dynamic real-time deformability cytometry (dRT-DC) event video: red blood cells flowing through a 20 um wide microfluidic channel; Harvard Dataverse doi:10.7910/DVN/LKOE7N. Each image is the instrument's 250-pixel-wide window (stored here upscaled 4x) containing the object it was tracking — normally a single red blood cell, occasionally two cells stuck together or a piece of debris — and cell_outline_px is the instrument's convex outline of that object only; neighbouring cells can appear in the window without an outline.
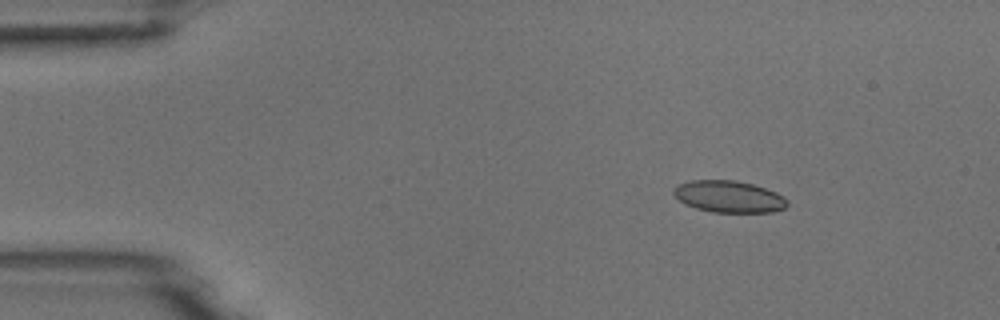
{"species": "common noctule bat (a hibernating species)", "species_latin": "Nyctalus noctula", "temperature_condition": "room temperature", "stored_images_in_passage": 5, "camera_frame_rate_fps": 3000, "um_per_image_px": 0.085, "animal": {"sex": "male", "body_mass_g": 18.8}, "frame": {"image": 1, "passage_image": 2, "time_ms": 1.0, "image_size_px": [1000, 320], "cell_outline_px": [[788, 204], [784, 208], [772, 212], [712, 212], [696, 208], [684, 204], [672, 192], [672, 188], [688, 180], [736, 180], [752, 184], [776, 192], [784, 196], [788, 200]], "centroid_in_image_um": [61.95, 16.71], "position_along_channel_um": 23.1, "area_um2": 21.1}}
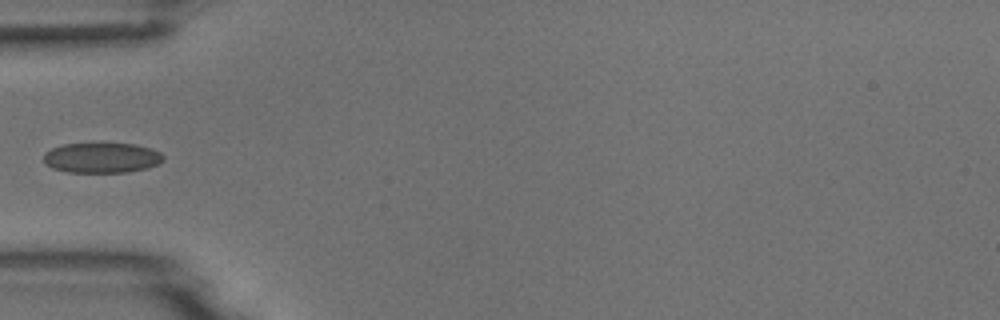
{"frame": {"image": 2, "passage_image": 4, "time_ms": 4.333, "image_size_px": [1000, 320], "cell_outline_px": [[164, 160], [160, 164], [148, 168], [128, 172], [68, 172], [52, 168], [44, 164], [44, 152], [52, 148], [64, 144], [136, 144], [152, 148], [160, 152], [164, 156]], "centroid_in_image_um": [8.68, 13.42], "position_along_channel_um": 76.3, "area_um2": 21.21}}